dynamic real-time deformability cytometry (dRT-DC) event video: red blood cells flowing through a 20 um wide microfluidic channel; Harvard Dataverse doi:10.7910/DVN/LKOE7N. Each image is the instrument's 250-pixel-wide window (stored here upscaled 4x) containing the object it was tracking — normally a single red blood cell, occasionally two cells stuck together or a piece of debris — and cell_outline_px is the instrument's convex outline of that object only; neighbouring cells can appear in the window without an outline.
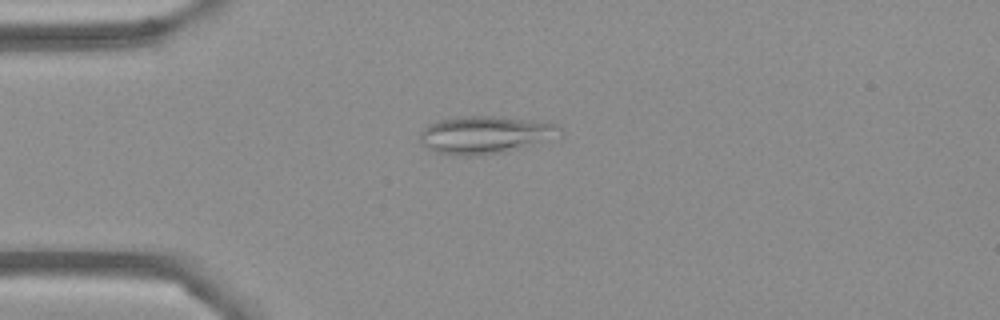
{"species": "Egyptian fruit bat (a non-hibernating species)", "species_latin": "Rousettus aegyptiacus", "temperature_condition": "cold", "stored_images_in_passage": 54, "camera_frame_rate_fps": 3000, "um_per_image_px": 0.085, "frame": {"image": 1, "passage_image": 13, "time_ms": 4.0, "image_size_px": [1000, 320], "cell_outline_px": [[560, 136], [504, 152], [480, 156], [460, 156], [436, 152], [420, 144], [420, 132], [428, 124], [440, 120], [460, 116], [492, 116], [544, 120], [556, 124], [560, 128]], "centroid_in_image_um": [41.23, 11.45], "position_along_channel_um": 43.8, "area_um2": 30.92}}
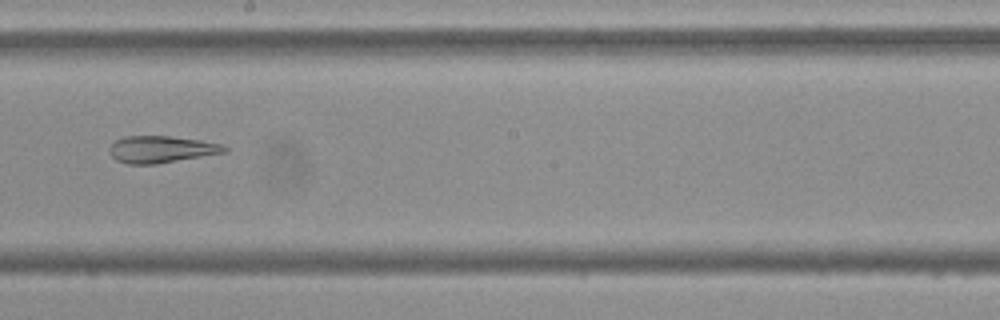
{"frame": {"image": 2, "passage_image": 30, "time_ms": 9.667, "image_size_px": [1000, 320], "cell_outline_px": [[228, 152], [156, 164], [128, 164], [116, 160], [108, 152], [108, 148], [116, 140], [124, 136], [168, 136], [200, 140], [220, 144], [228, 148]], "centroid_in_image_um": [13.69, 12.7], "position_along_channel_um": 234.5, "area_um2": 18.03}}
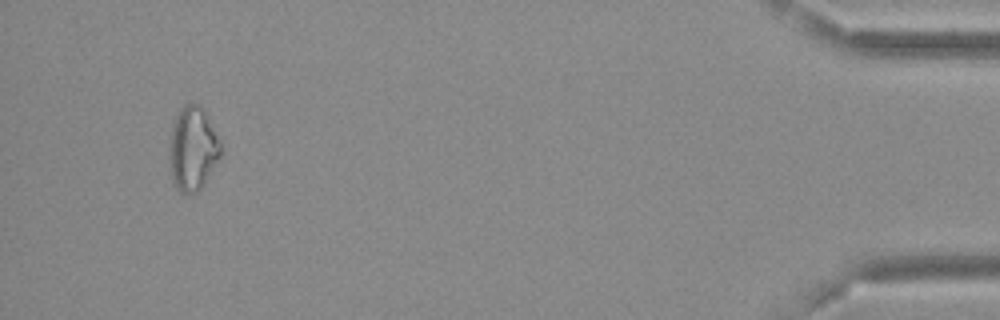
{"frame": {"image": 3, "passage_image": 51, "time_ms": 16.667, "image_size_px": [1000, 320], "cell_outline_px": [[220, 156], [204, 184], [196, 192], [180, 192], [172, 184], [168, 156], [168, 148], [172, 124], [180, 108], [184, 104], [200, 104], [204, 108], [208, 116], [220, 144]], "centroid_in_image_um": [16.33, 12.62], "position_along_channel_um": 418.9, "area_um2": 25.2}}